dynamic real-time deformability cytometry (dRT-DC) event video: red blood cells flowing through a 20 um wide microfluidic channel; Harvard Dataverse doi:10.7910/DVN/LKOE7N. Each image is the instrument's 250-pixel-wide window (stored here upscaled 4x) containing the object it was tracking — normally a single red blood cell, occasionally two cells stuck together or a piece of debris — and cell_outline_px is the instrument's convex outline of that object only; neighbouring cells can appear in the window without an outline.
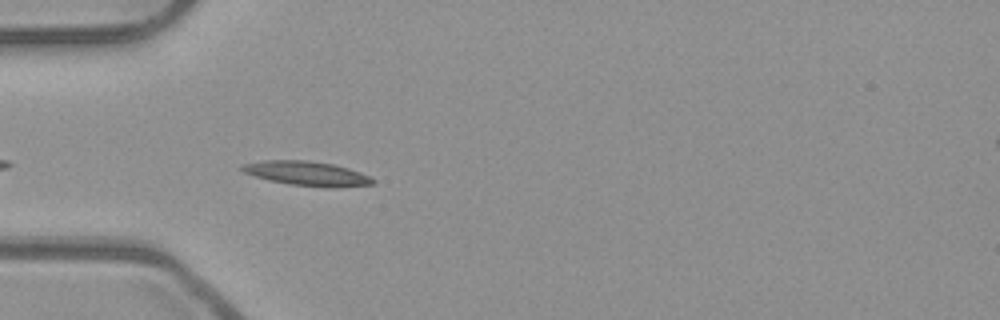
{"species": "common noctule bat (a hibernating species)", "species_latin": "Nyctalus noctula", "temperature_condition": "room temperature", "stored_images_in_passage": 31, "camera_frame_rate_fps": 3000, "um_per_image_px": 0.085, "animal": {"sex": "male", "body_mass_g": 23.1, "forearm_length_mm": 52.7}, "frame": {"image": 1, "passage_image": 4, "time_ms": 1.0, "image_size_px": [1000, 320], "cell_outline_px": [[376, 184], [332, 188], [328, 188], [288, 184], [268, 180], [244, 172], [240, 168], [240, 164], [264, 160], [308, 160], [332, 164], [348, 168], [360, 172], [376, 180]], "centroid_in_image_um": [26.1, 14.75], "position_along_channel_um": 58.9, "area_um2": 18.73}}
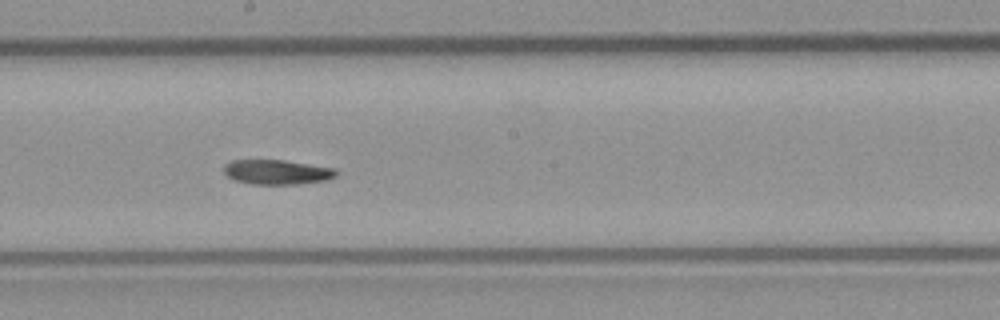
{"frame": {"image": 2, "passage_image": 17, "time_ms": 5.333, "image_size_px": [1000, 320], "cell_outline_px": [[336, 176], [328, 180], [296, 184], [252, 184], [236, 180], [228, 176], [224, 172], [224, 164], [232, 160], [284, 160], [336, 168]], "centroid_in_image_um": [23.56, 14.62], "position_along_channel_um": 224.6, "area_um2": 16.13}}
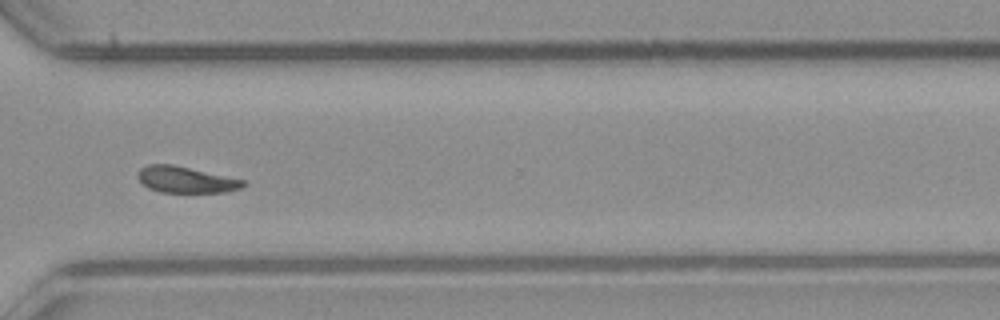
{"frame": {"image": 3, "passage_image": 27, "time_ms": 8.667, "image_size_px": [1000, 320], "cell_outline_px": [[248, 184], [240, 188], [228, 192], [160, 192], [148, 188], [136, 176], [136, 172], [140, 168], [148, 164], [172, 164], [244, 180]], "centroid_in_image_um": [15.77, 15.27], "position_along_channel_um": 354.8, "area_um2": 16.13}}